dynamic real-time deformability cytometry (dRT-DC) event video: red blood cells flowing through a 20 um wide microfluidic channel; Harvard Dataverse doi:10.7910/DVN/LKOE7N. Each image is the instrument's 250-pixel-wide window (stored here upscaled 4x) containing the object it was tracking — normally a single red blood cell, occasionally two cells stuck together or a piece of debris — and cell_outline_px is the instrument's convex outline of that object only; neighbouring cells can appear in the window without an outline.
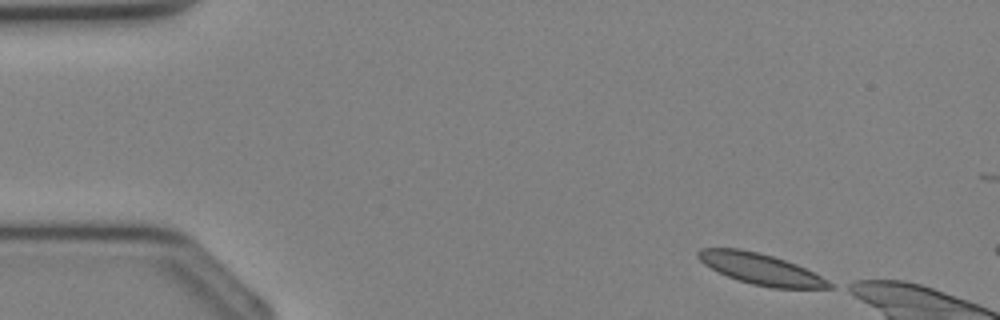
{"species": "Egyptian fruit bat (a non-hibernating species)", "species_latin": "Rousettus aegyptiacus", "temperature_condition": "cold", "stored_images_in_passage": 6, "camera_frame_rate_fps": 3000, "um_per_image_px": 0.085, "animal": {"sex": "female"}, "frame": {"image": 1, "passage_image": 1, "time_ms": 0.0, "image_size_px": [1000, 320], "cell_outline_px": [[836, 288], [772, 288], [752, 284], [736, 280], [704, 264], [696, 256], [696, 252], [700, 248], [740, 248], [772, 256], [796, 264], [836, 284]], "centroid_in_image_um": [64.67, 22.87], "position_along_channel_um": 20.3, "area_um2": 23.58}}